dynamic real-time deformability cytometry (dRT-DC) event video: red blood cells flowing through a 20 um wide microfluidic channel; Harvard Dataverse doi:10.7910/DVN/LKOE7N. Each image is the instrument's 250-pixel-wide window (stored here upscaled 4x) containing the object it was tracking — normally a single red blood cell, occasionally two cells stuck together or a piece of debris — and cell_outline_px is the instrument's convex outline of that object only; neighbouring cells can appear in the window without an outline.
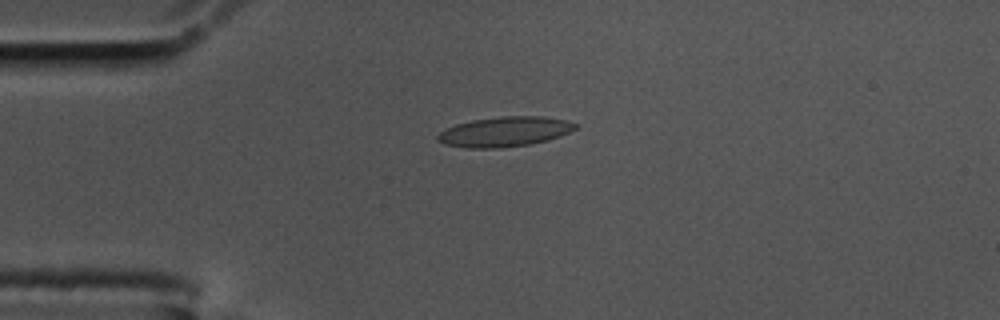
{"species": "common noctule bat (a hibernating species)", "species_latin": "Nyctalus noctula", "temperature_condition": "cold", "stored_images_in_passage": 45, "camera_frame_rate_fps": 3000, "um_per_image_px": 0.085, "animal": {"sex": "male", "body_mass_g": 17.5, "forearm_length_mm": 52.3}, "frame": {"image": 1, "passage_image": 1, "time_ms": 0.0, "image_size_px": [1000, 320], "cell_outline_px": [[580, 124], [576, 128], [560, 136], [548, 140], [528, 144], [496, 148], [464, 148], [444, 144], [436, 140], [436, 136], [440, 132], [456, 124], [472, 120], [500, 116], [544, 116], [568, 120]], "centroid_in_image_um": [42.91, 11.18], "position_along_channel_um": 42.1, "area_um2": 24.1}}
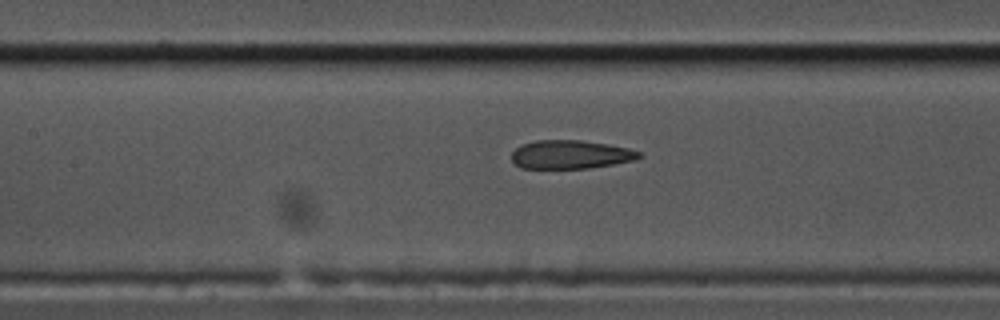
{"frame": {"image": 2, "passage_image": 13, "time_ms": 4.0, "image_size_px": [1000, 320], "cell_outline_px": [[644, 156], [636, 160], [588, 168], [520, 168], [512, 160], [512, 152], [520, 144], [536, 140], [580, 140], [608, 144], [628, 148], [640, 152]], "centroid_in_image_um": [48.5, 13.13], "position_along_channel_um": 158.9, "area_um2": 21.27}}
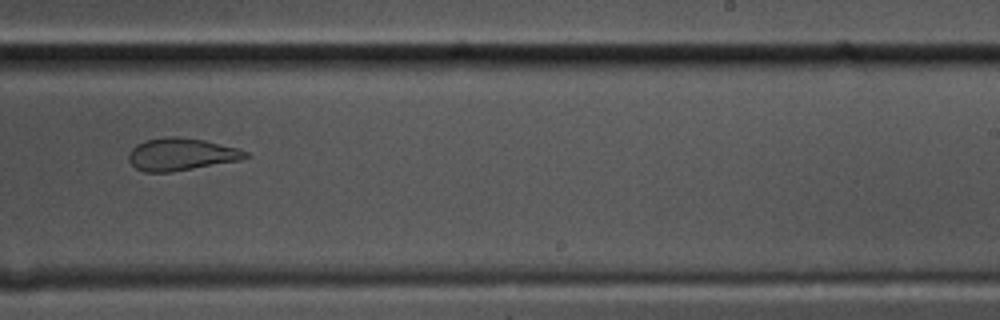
{"frame": {"image": 3, "passage_image": 23, "time_ms": 7.333, "image_size_px": [1000, 320], "cell_outline_px": [[252, 156], [240, 160], [172, 172], [144, 172], [136, 168], [128, 160], [128, 156], [132, 148], [136, 144], [144, 140], [168, 136], [180, 136], [204, 140], [236, 148], [248, 152]], "centroid_in_image_um": [15.39, 13.11], "position_along_channel_um": 273.6, "area_um2": 22.14}, "authors_computed_cell_mechanics": {"area_um2": 23.2934, "velocity_mm_per_s": 3.449, "shape_relaxation_time_tau1_ms": null, "shape_relaxation_time_tau2_ms": 1.7954, "deformation_change_tau1": null, "deformation_change_tau2": 0.0812}}